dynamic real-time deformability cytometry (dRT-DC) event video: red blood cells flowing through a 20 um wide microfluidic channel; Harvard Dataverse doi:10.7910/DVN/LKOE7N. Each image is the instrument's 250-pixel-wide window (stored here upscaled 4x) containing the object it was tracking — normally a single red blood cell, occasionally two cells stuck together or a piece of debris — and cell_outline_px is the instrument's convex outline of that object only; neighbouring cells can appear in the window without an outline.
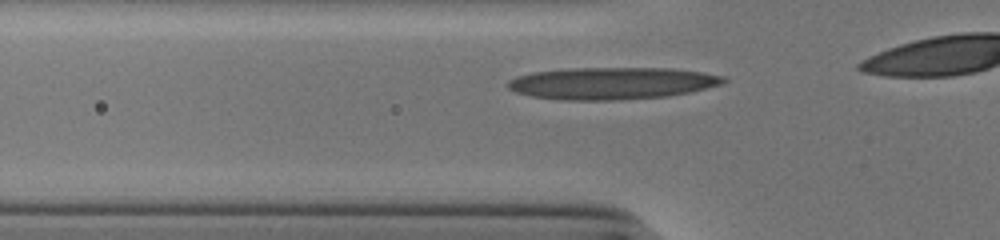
{"species": "human", "species_latin": "Homo sapiens", "temperature_condition": "cold", "stored_images_in_passage": 13, "camera_frame_rate_fps": 3000, "um_per_image_px": 0.085, "donor": {"sex": "male"}, "frame": {"image": 1, "passage_image": 4, "time_ms": 1.0, "image_size_px": [1000, 240], "cell_outline_px": [[728, 80], [724, 84], [688, 92], [668, 96], [620, 100], [564, 100], [532, 96], [516, 92], [508, 88], [504, 84], [508, 80], [516, 76], [532, 72], [568, 68], [672, 68], [728, 76]], "centroid_in_image_um": [52.01, 7.07], "position_along_channel_um": 73.8, "area_um2": 40.63}}
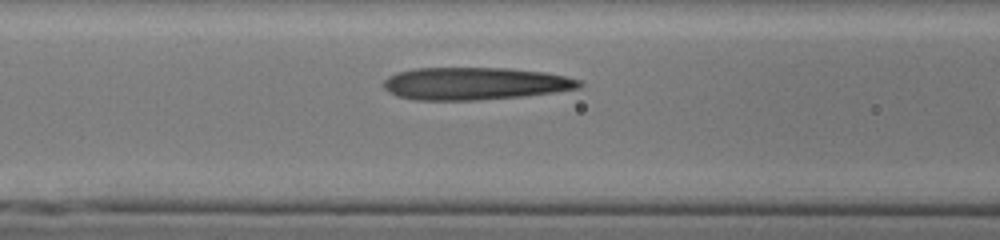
{"frame": {"image": 2, "passage_image": 8, "time_ms": 2.333, "image_size_px": [1000, 240], "cell_outline_px": [[584, 84], [580, 88], [524, 96], [476, 100], [416, 100], [396, 96], [388, 92], [384, 88], [384, 80], [388, 76], [396, 72], [416, 68], [508, 68], [544, 72], [564, 76], [580, 80]], "centroid_in_image_um": [40.33, 7.1], "position_along_channel_um": 126.3, "area_um2": 37.11}}
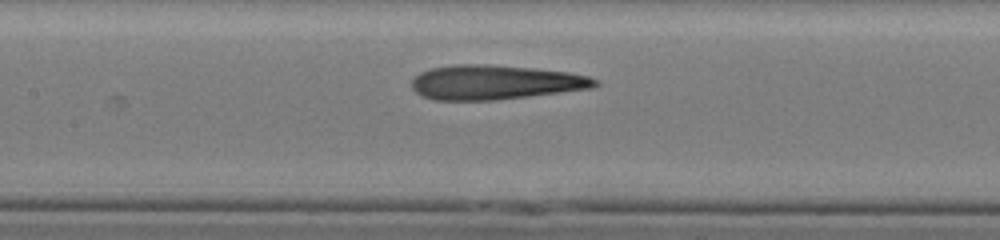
{"frame": {"image": 3, "passage_image": 11, "time_ms": 3.333, "image_size_px": [1000, 240], "cell_outline_px": [[600, 84], [592, 88], [496, 100], [432, 100], [420, 96], [412, 88], [412, 80], [420, 72], [432, 68], [452, 64], [476, 64], [536, 68], [568, 72], [588, 76], [600, 80]], "centroid_in_image_um": [42.08, 7.0], "position_along_channel_um": 165.3, "area_um2": 36.88}}